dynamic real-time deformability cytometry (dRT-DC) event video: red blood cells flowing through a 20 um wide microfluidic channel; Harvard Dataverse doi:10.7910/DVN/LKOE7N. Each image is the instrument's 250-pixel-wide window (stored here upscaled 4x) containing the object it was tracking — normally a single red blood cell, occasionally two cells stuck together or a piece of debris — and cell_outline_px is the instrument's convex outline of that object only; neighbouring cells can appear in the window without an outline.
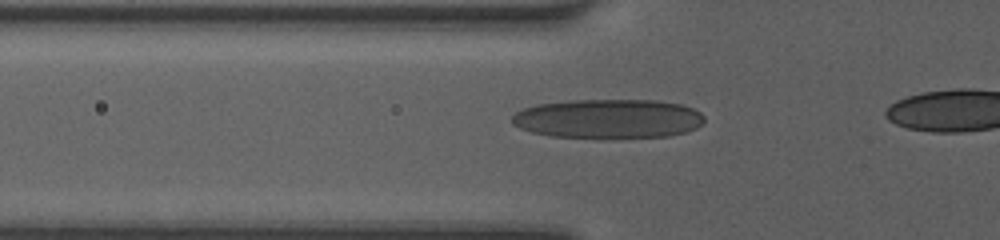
{"species": "human", "species_latin": "Homo sapiens", "temperature_condition": "room temperature", "stored_images_in_passage": 36, "camera_frame_rate_fps": 3000, "um_per_image_px": 0.085, "donor": {"sex": "female"}, "frame": {"image": 1, "passage_image": 10, "time_ms": 3.0, "image_size_px": [1000, 240], "cell_outline_px": [[704, 124], [688, 132], [668, 136], [552, 136], [532, 132], [520, 128], [512, 124], [512, 116], [516, 112], [524, 108], [536, 104], [576, 100], [656, 100], [680, 104], [692, 108], [700, 112], [704, 116]], "centroid_in_image_um": [51.73, 10.06], "position_along_channel_um": 74.1, "area_um2": 43.41}}
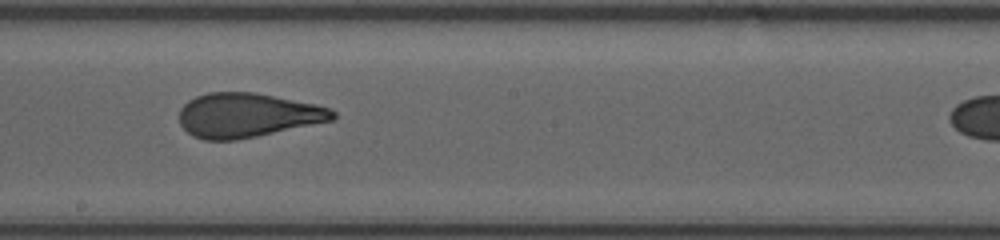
{"frame": {"image": 2, "passage_image": 21, "time_ms": 6.667, "image_size_px": [1000, 240], "cell_outline_px": [[336, 116], [332, 120], [256, 136], [236, 140], [204, 140], [192, 136], [180, 124], [180, 108], [188, 100], [196, 96], [208, 92], [256, 92], [316, 104], [332, 108], [336, 112]], "centroid_in_image_um": [21.02, 9.78], "position_along_channel_um": 227.2, "area_um2": 39.59}}
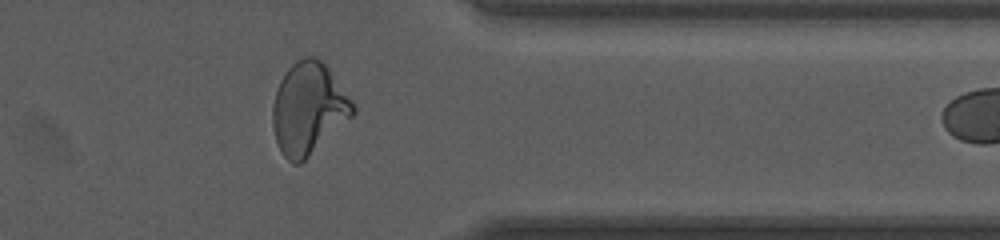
{"frame": {"image": 3, "passage_image": 33, "time_ms": 10.667, "image_size_px": [1000, 240], "cell_outline_px": [[356, 112], [352, 116], [300, 164], [292, 164], [280, 152], [276, 140], [272, 124], [272, 104], [280, 80], [288, 68], [296, 60], [304, 56], [316, 56], [328, 68], [352, 100], [356, 108]], "centroid_in_image_um": [26.2, 9.22], "position_along_channel_um": 385.2, "area_um2": 42.66}}